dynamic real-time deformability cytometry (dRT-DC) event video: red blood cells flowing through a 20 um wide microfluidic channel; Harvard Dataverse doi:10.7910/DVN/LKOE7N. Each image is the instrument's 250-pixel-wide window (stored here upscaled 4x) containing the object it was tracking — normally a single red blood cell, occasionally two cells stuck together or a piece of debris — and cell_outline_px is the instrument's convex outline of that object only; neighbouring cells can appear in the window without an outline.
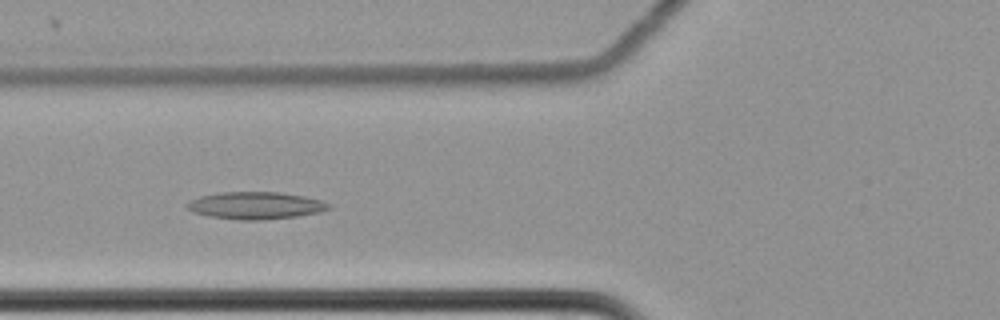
{"species": "common noctule bat (a hibernating species)", "species_latin": "Nyctalus noctula", "temperature_condition": "cold", "stored_images_in_passage": 54, "camera_frame_rate_fps": 3000, "um_per_image_px": 0.085, "animal": {"sex": "female", "body_mass_g": 22.7, "forearm_length_mm": 54.2}, "frame": {"image": 1, "passage_image": 18, "time_ms": 5.667, "image_size_px": [1000, 320], "cell_outline_px": [[332, 208], [320, 212], [296, 216], [260, 220], [240, 220], [208, 216], [192, 212], [184, 204], [200, 196], [220, 192], [280, 192], [304, 196], [324, 200], [332, 204]], "centroid_in_image_um": [21.76, 17.46], "position_along_channel_um": 104.0, "area_um2": 22.66}}
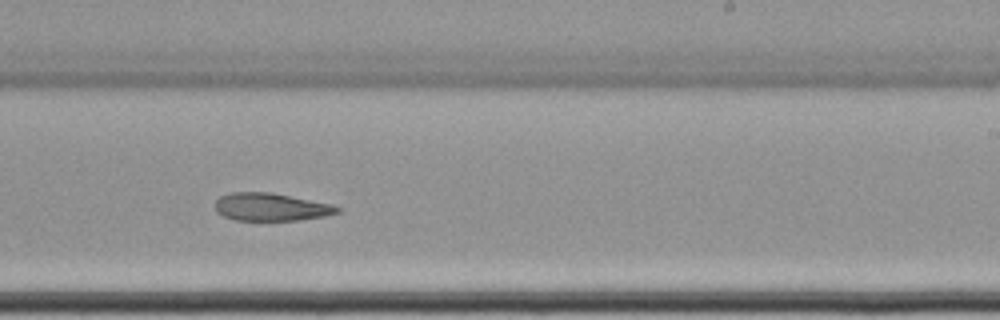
{"frame": {"image": 2, "passage_image": 32, "time_ms": 10.333, "image_size_px": [1000, 320], "cell_outline_px": [[340, 212], [324, 216], [300, 220], [236, 220], [224, 216], [216, 212], [216, 200], [220, 196], [232, 192], [268, 192], [332, 204], [340, 208]], "centroid_in_image_um": [23.02, 17.59], "position_along_channel_um": 266.0, "area_um2": 19.59}}
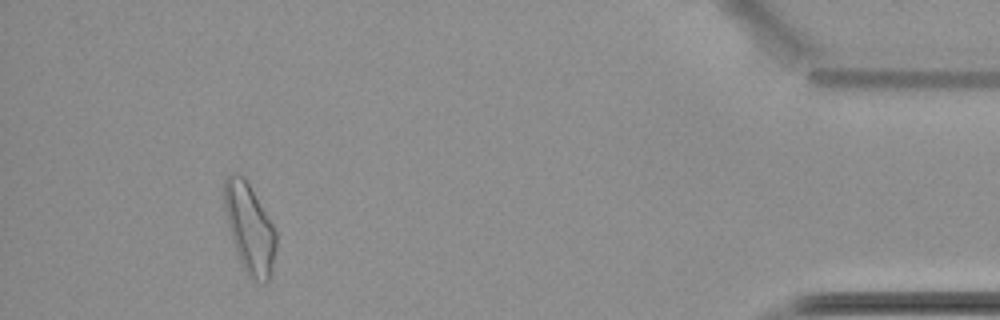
{"frame": {"image": 3, "passage_image": 50, "time_ms": 16.333, "image_size_px": [1000, 320], "cell_outline_px": [[276, 248], [272, 268], [268, 280], [264, 284], [252, 280], [248, 276], [240, 260], [232, 240], [228, 228], [224, 208], [224, 176], [228, 172], [232, 172], [244, 176], [272, 224], [276, 232]], "centroid_in_image_um": [21.19, 19.38], "position_along_channel_um": 414.0, "area_um2": 26.88}, "authors_computed_cell_mechanics": {"area_um2": 22.4264, "velocity_mm_per_s": 3.4686, "shape_relaxation_time_tau1_ms": 6.697, "shape_relaxation_time_tau2_ms": null, "deformation_change_tau1": 0.1288, "deformation_change_tau2": null}}